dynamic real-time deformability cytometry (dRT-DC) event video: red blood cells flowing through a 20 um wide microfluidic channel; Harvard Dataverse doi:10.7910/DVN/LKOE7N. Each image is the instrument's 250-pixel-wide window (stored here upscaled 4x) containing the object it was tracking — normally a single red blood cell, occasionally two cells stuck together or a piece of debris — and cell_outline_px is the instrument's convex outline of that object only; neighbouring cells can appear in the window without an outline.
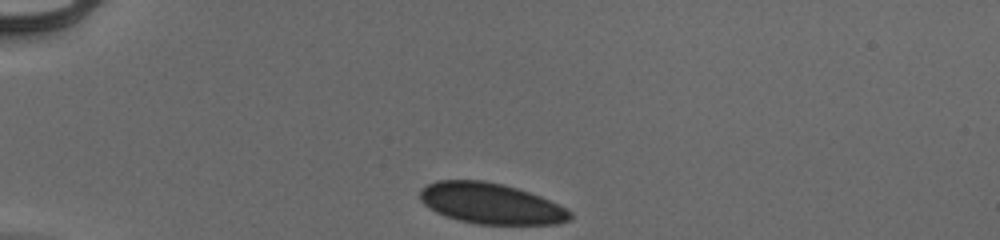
{"species": "human", "species_latin": "Homo sapiens", "temperature_condition": "cold", "stored_images_in_passage": 41, "camera_frame_rate_fps": 3000, "um_per_image_px": 0.085, "donor": {"sex": "male"}, "frame": {"image": 1, "passage_image": 1, "time_ms": 0.0, "image_size_px": [1000, 240], "cell_outline_px": [[572, 216], [568, 220], [556, 224], [476, 224], [444, 216], [436, 212], [424, 204], [420, 200], [420, 188], [436, 180], [484, 180], [516, 188], [540, 196], [568, 208], [572, 212]], "centroid_in_image_um": [41.71, 17.3], "position_along_channel_um": 43.3, "area_um2": 35.66}}
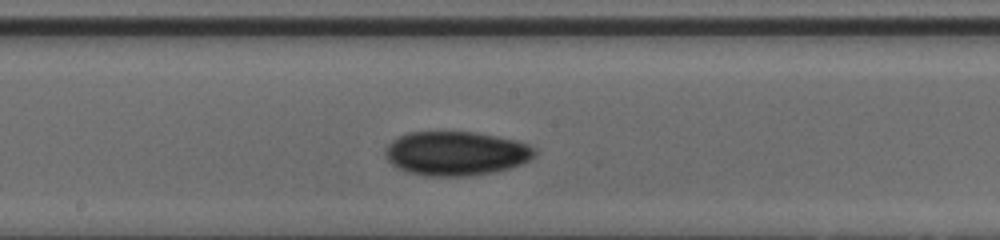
{"frame": {"image": 2, "passage_image": 18, "time_ms": 5.667, "image_size_px": [1000, 240], "cell_outline_px": [[536, 156], [520, 164], [508, 168], [492, 172], [468, 176], [428, 176], [408, 172], [396, 168], [384, 156], [384, 148], [392, 140], [408, 132], [476, 132], [516, 140], [528, 144], [536, 148]], "centroid_in_image_um": [38.74, 13.03], "position_along_channel_um": 209.5, "area_um2": 38.55}}
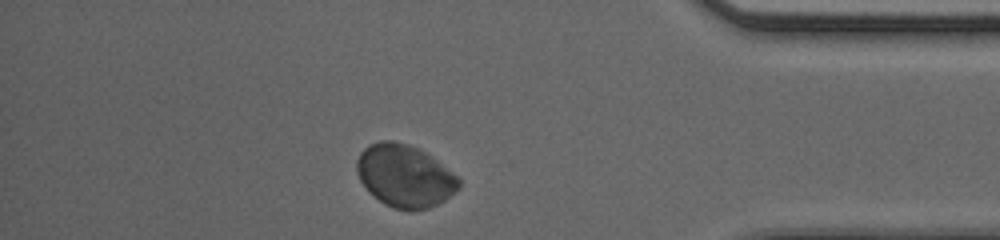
{"frame": {"image": 3, "passage_image": 35, "time_ms": 11.333, "image_size_px": [1000, 240], "cell_outline_px": [[460, 188], [444, 200], [428, 208], [412, 212], [408, 212], [392, 208], [384, 204], [372, 196], [368, 192], [360, 180], [356, 172], [356, 160], [360, 152], [368, 144], [380, 140], [392, 140], [408, 144], [420, 148], [432, 156], [452, 172], [460, 180]], "centroid_in_image_um": [34.37, 14.96], "position_along_channel_um": 400.8, "area_um2": 37.74}, "authors_computed_cell_mechanics": {"area_um2": 36.8764, "velocity_mm_per_s": 3.7752, "shape_relaxation_time_tau1_ms": 2.1445, "shape_relaxation_time_tau2_ms": null, "deformation_change_tau1": 0.0404, "deformation_change_tau2": null}}